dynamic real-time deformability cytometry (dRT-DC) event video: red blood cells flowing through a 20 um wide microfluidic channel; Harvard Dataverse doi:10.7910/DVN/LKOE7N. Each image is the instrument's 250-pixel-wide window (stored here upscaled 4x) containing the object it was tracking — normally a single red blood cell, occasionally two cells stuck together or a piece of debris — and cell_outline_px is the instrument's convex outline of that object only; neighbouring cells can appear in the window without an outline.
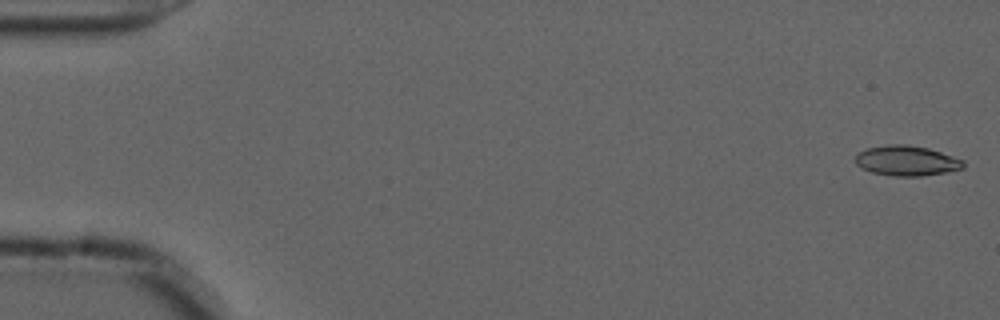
{"species": "common noctule bat (a hibernating species)", "species_latin": "Nyctalus noctula", "temperature_condition": "cold", "stored_images_in_passage": 55, "camera_frame_rate_fps": 3000, "um_per_image_px": 0.085, "animal": {"sex": "male", "forearm_length_mm": 52.5}, "frame": {"image": 1, "passage_image": 1, "time_ms": 0.0, "image_size_px": [1000, 320], "cell_outline_px": [[964, 168], [944, 172], [920, 176], [892, 176], [872, 172], [856, 164], [856, 152], [868, 148], [888, 144], [904, 144], [928, 148], [964, 160]], "centroid_in_image_um": [77.05, 13.65], "position_along_channel_um": 7.9, "area_um2": 18.79}}
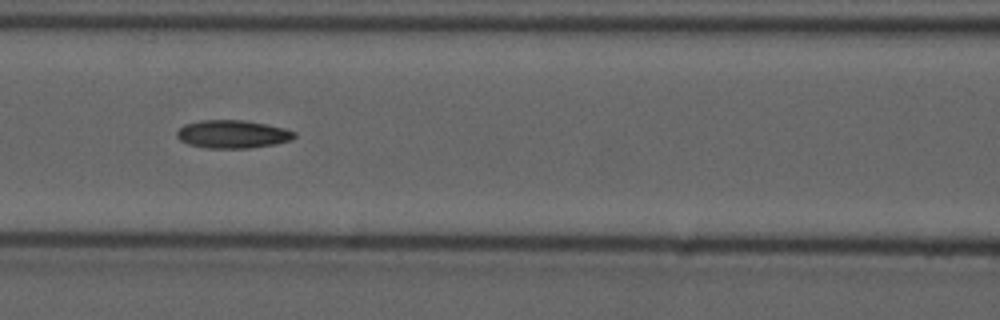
{"frame": {"image": 2, "passage_image": 24, "time_ms": 7.667, "image_size_px": [1000, 320], "cell_outline_px": [[296, 136], [292, 140], [276, 144], [248, 148], [208, 148], [188, 144], [180, 140], [176, 136], [176, 132], [184, 124], [200, 120], [244, 120], [284, 128], [296, 132]], "centroid_in_image_um": [19.77, 11.4], "position_along_channel_um": 146.8, "area_um2": 19.25}}
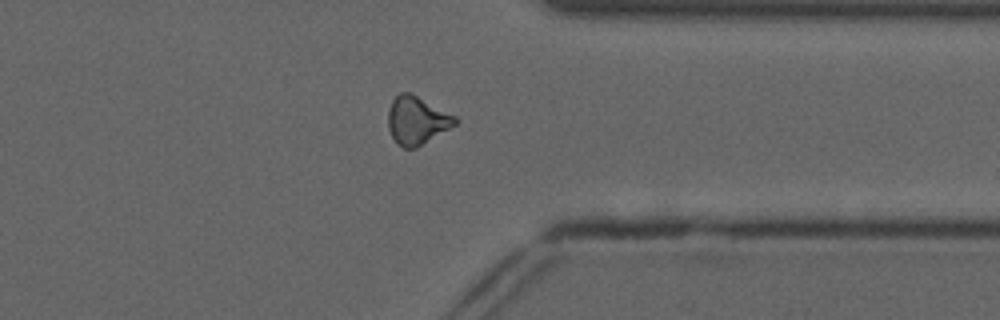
{"frame": {"image": 3, "passage_image": 43, "time_ms": 14.0, "image_size_px": [1000, 320], "cell_outline_px": [[460, 120], [456, 124], [416, 148], [404, 148], [392, 136], [388, 128], [388, 112], [392, 100], [400, 92], [408, 92], [456, 116]], "centroid_in_image_um": [35.43, 10.23], "position_along_channel_um": 376.0, "area_um2": 18.38}, "authors_computed_cell_mechanics": {"area_um2": 18.5538, "velocity_mm_per_s": 3.6922, "shape_relaxation_time_tau1_ms": null, "shape_relaxation_time_tau2_ms": 4.2102, "deformation_change_tau1": null, "deformation_change_tau2": 0.1305}}